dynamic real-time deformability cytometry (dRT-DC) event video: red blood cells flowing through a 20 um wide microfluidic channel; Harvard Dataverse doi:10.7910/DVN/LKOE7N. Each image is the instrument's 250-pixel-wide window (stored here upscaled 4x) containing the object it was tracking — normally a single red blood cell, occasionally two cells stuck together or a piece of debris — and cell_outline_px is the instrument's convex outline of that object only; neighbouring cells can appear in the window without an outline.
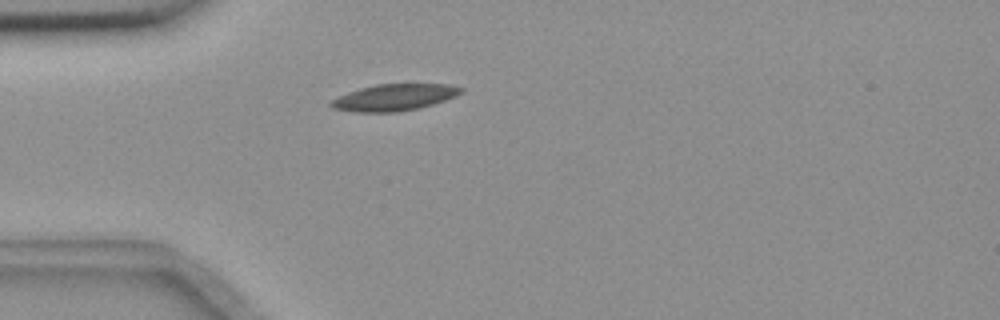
{"species": "common noctule bat (a hibernating species)", "species_latin": "Nyctalus noctula", "temperature_condition": "room temperature", "stored_images_in_passage": 1, "camera_frame_rate_fps": 3000, "um_per_image_px": 0.085, "animal": {"sex": "female", "body_mass_g": 18.4}, "frame": {"image": 1, "passage_image": 1, "time_ms": 0.0, "image_size_px": [1000, 320], "cell_outline_px": [[464, 92], [456, 96], [420, 108], [396, 112], [352, 112], [332, 108], [328, 104], [332, 100], [348, 92], [360, 88], [376, 84], [448, 84], [464, 88]], "centroid_in_image_um": [33.51, 8.28], "position_along_channel_um": 51.5, "area_um2": 20.17}}